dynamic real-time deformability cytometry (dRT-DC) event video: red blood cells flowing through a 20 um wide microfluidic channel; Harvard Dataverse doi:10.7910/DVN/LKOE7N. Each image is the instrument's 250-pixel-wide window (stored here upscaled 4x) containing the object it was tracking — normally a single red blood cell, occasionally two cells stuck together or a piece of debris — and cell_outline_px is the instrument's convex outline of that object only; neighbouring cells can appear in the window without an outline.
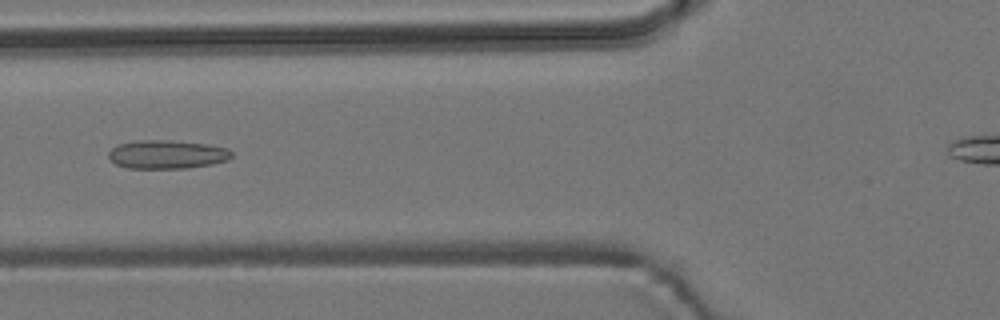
{"species": "common noctule bat (a hibernating species)", "species_latin": "Nyctalus noctula", "temperature_condition": "room temperature", "stored_images_in_passage": 5, "camera_frame_rate_fps": 3000, "um_per_image_px": 0.085, "animal": {"sex": "male", "body_mass_g": 19.2, "forearm_length_mm": 51.8}, "frame": {"image": 1, "passage_image": 2, "time_ms": 1.333, "image_size_px": [1000, 320], "cell_outline_px": [[232, 156], [228, 160], [212, 164], [188, 168], [128, 168], [116, 164], [108, 156], [108, 152], [116, 144], [140, 140], [168, 140], [208, 144], [228, 148], [232, 152]], "centroid_in_image_um": [14.2, 13.12], "position_along_channel_um": 111.6, "area_um2": 20.58}}
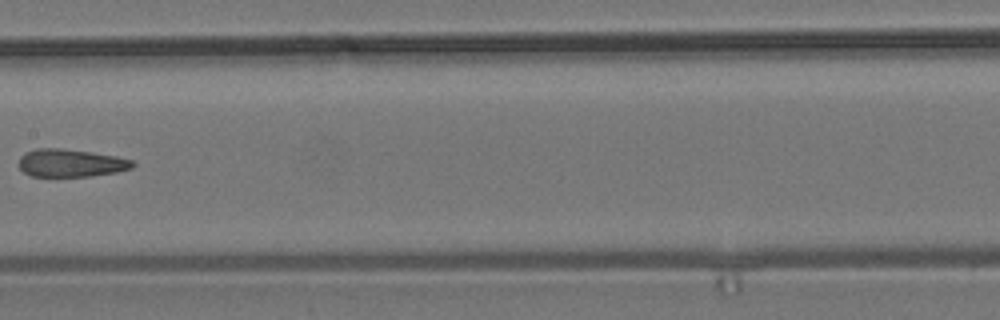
{"frame": {"image": 2, "passage_image": 4, "time_ms": 3.667, "image_size_px": [1000, 320], "cell_outline_px": [[136, 164], [132, 168], [116, 172], [92, 176], [32, 176], [24, 172], [20, 168], [20, 156], [24, 152], [36, 148], [60, 148], [92, 152], [116, 156], [132, 160]], "centroid_in_image_um": [6.02, 13.85], "position_along_channel_um": 201.4, "area_um2": 18.44}}
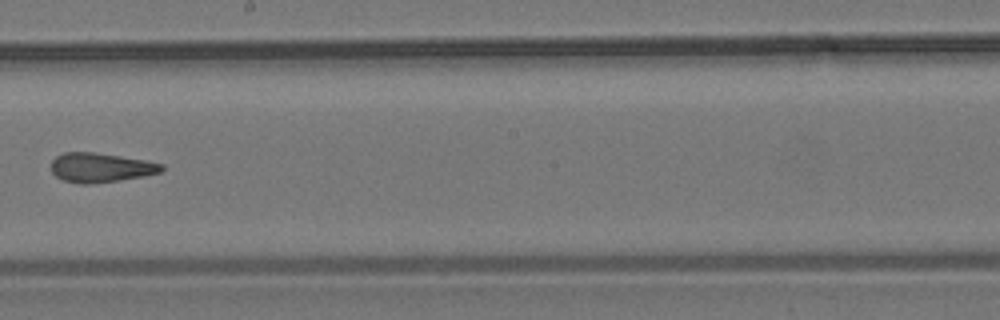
{"frame": {"image": 3, "passage_image": 5, "time_ms": 4.667, "image_size_px": [1000, 320], "cell_outline_px": [[164, 168], [160, 172], [144, 176], [120, 180], [88, 184], [80, 184], [64, 180], [56, 176], [52, 172], [52, 160], [56, 156], [64, 152], [92, 152], [120, 156], [144, 160], [164, 164]], "centroid_in_image_um": [8.55, 14.24], "position_along_channel_um": 239.6, "area_um2": 18.79}}